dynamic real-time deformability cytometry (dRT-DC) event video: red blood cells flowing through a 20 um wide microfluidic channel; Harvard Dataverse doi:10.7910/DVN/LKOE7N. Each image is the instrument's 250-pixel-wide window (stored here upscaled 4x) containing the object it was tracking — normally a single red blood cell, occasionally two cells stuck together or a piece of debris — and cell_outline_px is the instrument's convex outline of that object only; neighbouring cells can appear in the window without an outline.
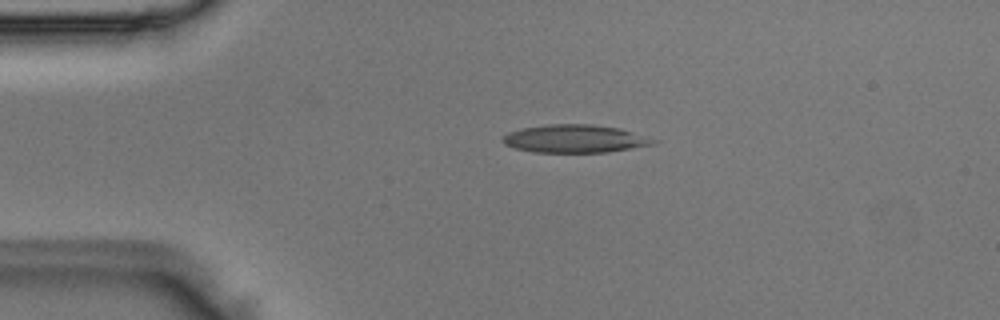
{"species": "Egyptian fruit bat (a non-hibernating species)", "species_latin": "Rousettus aegyptiacus", "temperature_condition": "room temperature", "stored_images_in_passage": 5, "camera_frame_rate_fps": 3000, "um_per_image_px": 0.085, "animal": {"sex": "male"}, "frame": {"image": 1, "passage_image": 5, "time_ms": 1.333, "image_size_px": [1000, 320], "cell_outline_px": [[660, 140], [656, 144], [608, 152], [532, 152], [516, 148], [504, 144], [500, 140], [508, 132], [520, 128], [548, 124], [592, 124], [620, 128]], "centroid_in_image_um": [48.88, 11.79], "position_along_channel_um": 36.1, "area_um2": 24.74}}